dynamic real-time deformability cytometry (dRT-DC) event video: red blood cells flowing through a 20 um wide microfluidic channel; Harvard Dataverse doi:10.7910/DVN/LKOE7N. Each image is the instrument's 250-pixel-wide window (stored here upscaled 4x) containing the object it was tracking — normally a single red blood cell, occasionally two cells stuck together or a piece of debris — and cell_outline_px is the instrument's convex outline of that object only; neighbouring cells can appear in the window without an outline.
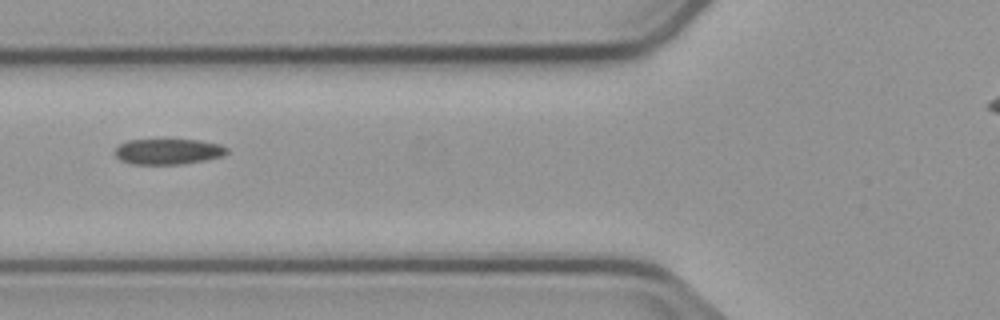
{"species": "common noctule bat (a hibernating species)", "species_latin": "Nyctalus noctula", "temperature_condition": "cold", "stored_images_in_passage": 5, "camera_frame_rate_fps": 3000, "um_per_image_px": 0.085, "animal": {"sex": "male", "body_mass_g": 23.1, "forearm_length_mm": 52.7}, "frame": {"image": 1, "passage_image": 2, "time_ms": 1.333, "image_size_px": [1000, 320], "cell_outline_px": [[228, 152], [224, 156], [204, 160], [180, 164], [132, 164], [120, 160], [116, 156], [116, 148], [120, 144], [128, 140], [200, 140], [220, 144], [228, 148]], "centroid_in_image_um": [14.32, 12.88], "position_along_channel_um": 111.5, "area_um2": 16.65}}
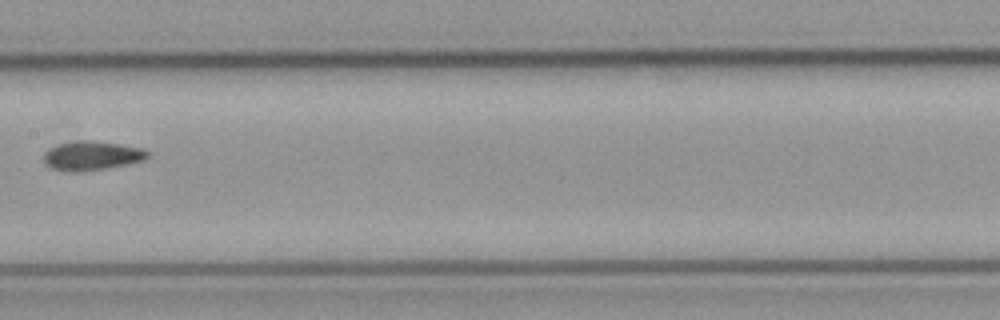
{"frame": {"image": 2, "passage_image": 4, "time_ms": 3.667, "image_size_px": [1000, 320], "cell_outline_px": [[148, 156], [144, 160], [124, 164], [76, 172], [52, 168], [44, 164], [44, 152], [48, 148], [60, 144], [76, 140], [92, 140], [120, 144], [144, 148], [148, 152]], "centroid_in_image_um": [7.77, 13.2], "position_along_channel_um": 199.6, "area_um2": 17.34}}
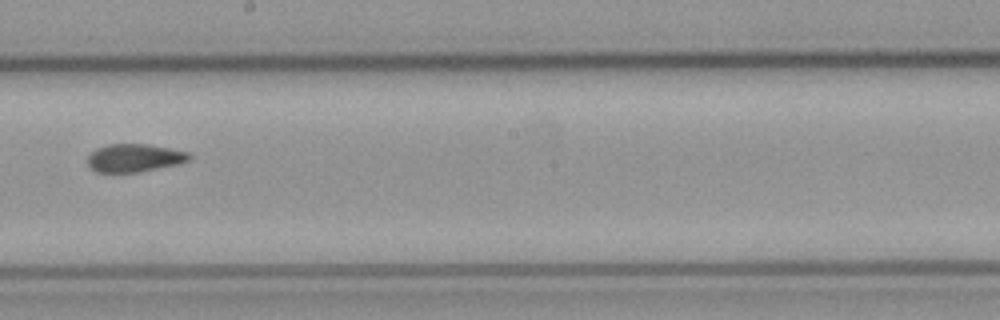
{"frame": {"image": 3, "passage_image": 5, "time_ms": 4.667, "image_size_px": [1000, 320], "cell_outline_px": [[192, 156], [188, 160], [180, 164], [140, 172], [96, 172], [88, 164], [88, 156], [96, 148], [108, 144], [148, 144], [188, 152]], "centroid_in_image_um": [11.44, 13.42], "position_along_channel_um": 236.8, "area_um2": 16.59}}